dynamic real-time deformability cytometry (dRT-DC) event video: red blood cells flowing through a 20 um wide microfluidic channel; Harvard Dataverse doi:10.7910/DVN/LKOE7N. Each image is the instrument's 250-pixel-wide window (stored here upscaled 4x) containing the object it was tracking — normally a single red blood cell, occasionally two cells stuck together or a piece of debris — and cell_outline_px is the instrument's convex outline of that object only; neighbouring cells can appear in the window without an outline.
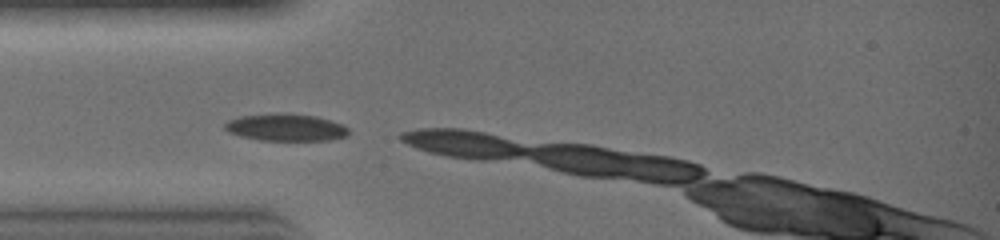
{"species": "common noctule bat (a hibernating species)", "species_latin": "Nyctalus noctula", "temperature_condition": "warm", "stored_images_in_passage": 2, "camera_frame_rate_fps": 3000, "um_per_image_px": 0.085, "animal": {"sex": "female", "body_mass_g": 19.0, "forearm_length_mm": 51.5}, "frame": {"image": 1, "passage_image": 1, "time_ms": 0.0, "image_size_px": [1000, 240], "cell_outline_px": [[348, 136], [328, 140], [260, 140], [240, 136], [228, 132], [224, 128], [224, 124], [228, 120], [240, 116], [316, 116], [344, 124], [348, 128]], "centroid_in_image_um": [24.32, 10.88], "position_along_channel_um": 60.7, "area_um2": 18.67}}